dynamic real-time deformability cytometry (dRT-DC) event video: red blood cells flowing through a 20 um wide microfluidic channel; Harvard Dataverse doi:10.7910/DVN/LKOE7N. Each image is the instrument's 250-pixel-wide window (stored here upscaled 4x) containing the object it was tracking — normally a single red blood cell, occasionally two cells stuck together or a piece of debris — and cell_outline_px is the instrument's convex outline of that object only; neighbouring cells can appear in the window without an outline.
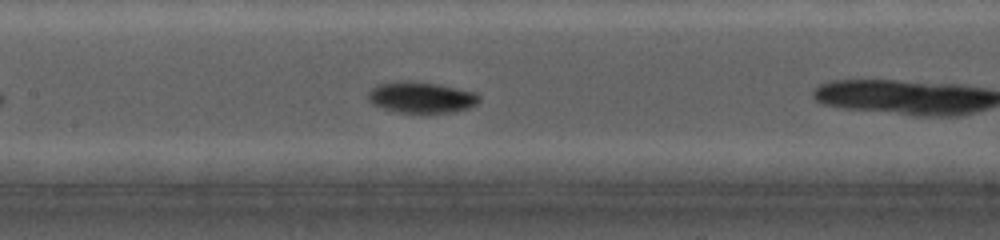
{"species": "common noctule bat (a hibernating species)", "species_latin": "Nyctalus noctula", "temperature_condition": "cold", "stored_images_in_passage": 14, "camera_frame_rate_fps": 5000, "um_per_image_px": 0.085, "animal": {"sex": "female", "body_mass_g": 19.0, "forearm_length_mm": 56.7}, "frame": {"image": 1, "passage_image": 7, "time_ms": 2.6, "image_size_px": [1000, 240], "cell_outline_px": [[480, 100], [476, 104], [468, 108], [452, 112], [396, 112], [372, 104], [368, 100], [368, 92], [376, 84], [400, 80], [412, 80], [436, 84], [476, 92], [480, 96]], "centroid_in_image_um": [35.78, 8.26], "position_along_channel_um": 171.6, "area_um2": 20.17}}